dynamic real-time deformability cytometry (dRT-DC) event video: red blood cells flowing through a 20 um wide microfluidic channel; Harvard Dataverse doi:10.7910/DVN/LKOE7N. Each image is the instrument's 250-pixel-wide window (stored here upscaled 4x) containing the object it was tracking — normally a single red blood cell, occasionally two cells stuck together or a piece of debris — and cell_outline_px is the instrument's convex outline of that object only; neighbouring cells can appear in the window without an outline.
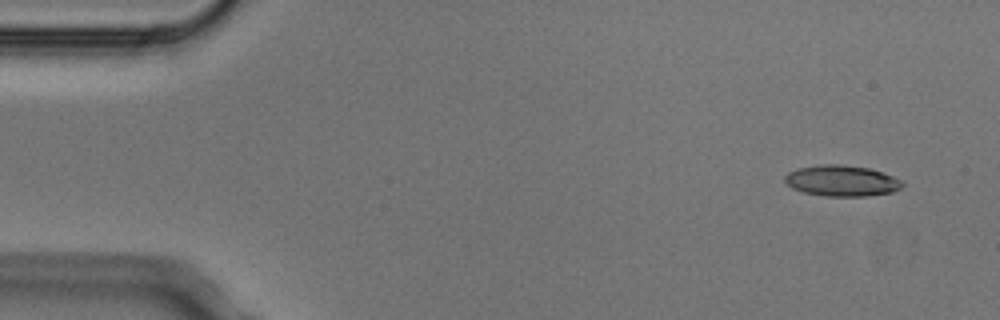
{"species": "Egyptian fruit bat (a non-hibernating species)", "species_latin": "Rousettus aegyptiacus", "temperature_condition": "cold", "stored_images_in_passage": 4, "camera_frame_rate_fps": 3000, "um_per_image_px": 0.085, "animal": {"sex": "male"}, "frame": {"image": 1, "passage_image": 1, "time_ms": 0.0, "image_size_px": [1000, 320], "cell_outline_px": [[904, 184], [900, 188], [892, 192], [868, 196], [824, 196], [804, 192], [792, 188], [784, 180], [784, 176], [788, 172], [796, 168], [820, 164], [840, 164], [868, 168], [892, 176], [900, 180]], "centroid_in_image_um": [71.51, 15.36], "position_along_channel_um": 13.5, "area_um2": 21.15}}
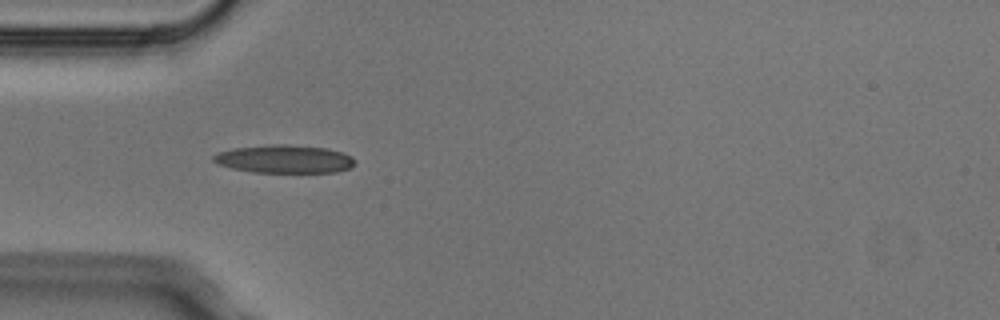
{"frame": {"image": 2, "passage_image": 4, "time_ms": 1.0, "image_size_px": [1000, 320], "cell_outline_px": [[356, 160], [352, 168], [336, 172], [252, 172], [232, 168], [220, 164], [212, 160], [212, 156], [220, 152], [236, 148], [272, 144], [288, 144], [328, 148], [344, 152], [352, 156]], "centroid_in_image_um": [24.25, 13.51], "position_along_channel_um": 60.8, "area_um2": 23.24}}